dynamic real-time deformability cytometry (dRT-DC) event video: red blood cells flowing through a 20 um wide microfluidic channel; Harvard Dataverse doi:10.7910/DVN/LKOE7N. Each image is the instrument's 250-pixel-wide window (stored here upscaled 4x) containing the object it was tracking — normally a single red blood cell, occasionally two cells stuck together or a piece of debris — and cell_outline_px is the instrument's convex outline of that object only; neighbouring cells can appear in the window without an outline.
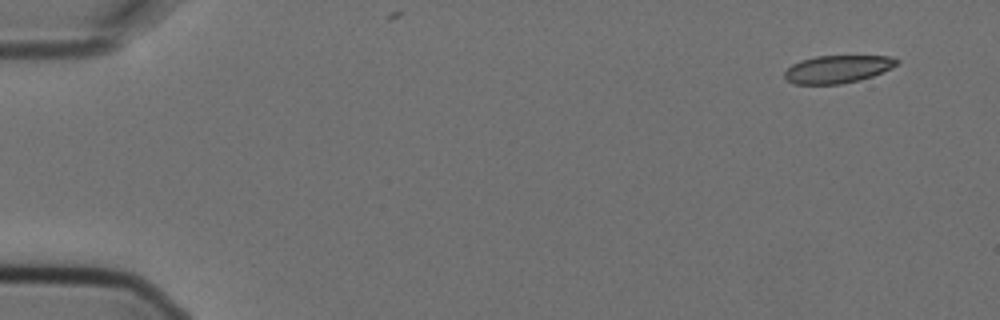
{"species": "Egyptian fruit bat (a non-hibernating species)", "species_latin": "Rousettus aegyptiacus", "temperature_condition": "cold", "stored_images_in_passage": 5, "segment_of_instrument_passage": [1, 2], "camera_frame_rate_fps": 3000, "um_per_image_px": 0.085, "animal": {"sex": "female"}, "frame": {"image": 1, "passage_image": 1, "time_ms": 0.0, "image_size_px": [1000, 320], "cell_outline_px": [[900, 60], [892, 68], [872, 76], [860, 80], [840, 84], [796, 84], [788, 80], [784, 76], [784, 72], [792, 64], [800, 60], [816, 56], [892, 56]], "centroid_in_image_um": [71.2, 5.87], "position_along_channel_um": 13.8, "area_um2": 18.09}}